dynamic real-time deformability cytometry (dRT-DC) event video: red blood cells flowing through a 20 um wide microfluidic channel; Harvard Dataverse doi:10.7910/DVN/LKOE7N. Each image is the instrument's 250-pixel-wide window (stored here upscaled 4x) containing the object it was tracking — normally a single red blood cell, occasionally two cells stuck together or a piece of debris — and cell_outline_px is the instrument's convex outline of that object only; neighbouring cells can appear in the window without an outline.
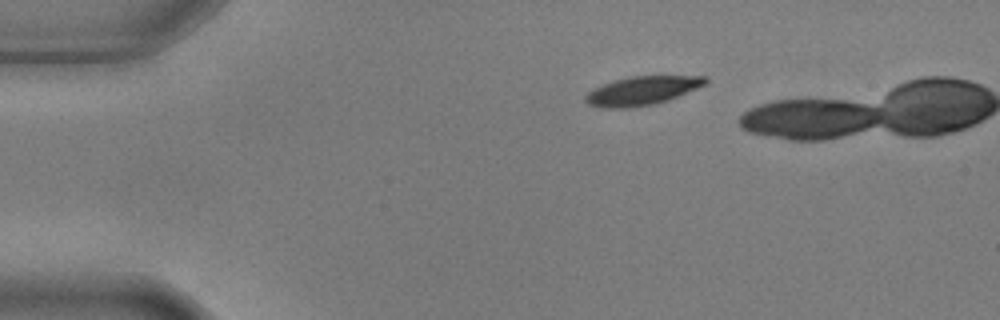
{"species": "common noctule bat (a hibernating species)", "species_latin": "Nyctalus noctula", "temperature_condition": "warm", "stored_images_in_passage": 5, "camera_frame_rate_fps": 3000, "um_per_image_px": 0.085, "animal": {"sex": "male", "body_mass_g": 17.9, "forearm_length_mm": 54.2}, "frame": {"image": 1, "passage_image": 1, "time_ms": 0.0, "image_size_px": [1000, 320], "cell_outline_px": [[708, 84], [668, 100], [656, 104], [628, 108], [600, 108], [588, 104], [584, 100], [584, 96], [592, 88], [628, 76], [708, 76]], "centroid_in_image_um": [54.58, 7.71], "position_along_channel_um": 30.4, "area_um2": 20.29}}
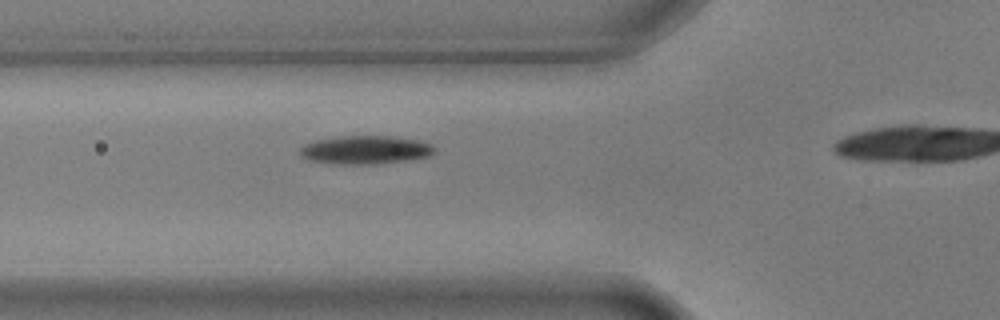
{"frame": {"image": 2, "passage_image": 4, "time_ms": 1.0, "image_size_px": [1000, 320], "cell_outline_px": [[436, 152], [428, 156], [408, 160], [376, 164], [340, 164], [308, 160], [300, 156], [300, 148], [304, 144], [316, 140], [340, 136], [392, 136], [416, 140], [432, 144], [436, 148]], "centroid_in_image_um": [31.06, 12.74], "position_along_channel_um": 94.7, "area_um2": 22.31}}